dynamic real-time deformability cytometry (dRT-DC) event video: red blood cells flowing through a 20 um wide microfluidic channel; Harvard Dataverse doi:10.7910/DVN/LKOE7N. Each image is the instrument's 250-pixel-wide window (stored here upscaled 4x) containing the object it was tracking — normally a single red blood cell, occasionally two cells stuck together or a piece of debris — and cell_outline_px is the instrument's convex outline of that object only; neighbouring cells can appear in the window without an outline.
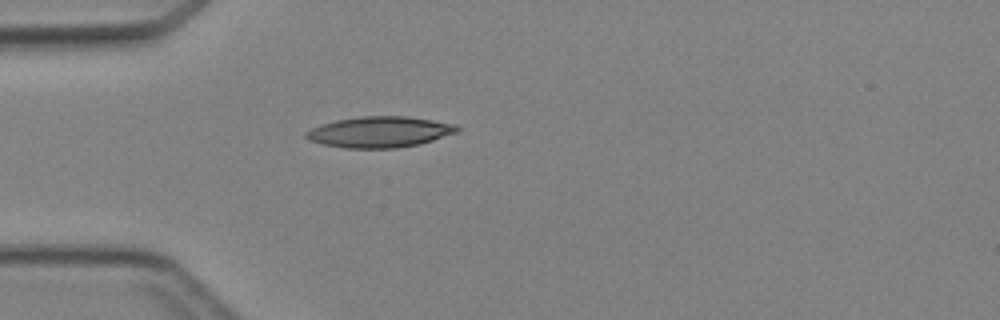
{"species": "Egyptian fruit bat (a non-hibernating species)", "species_latin": "Rousettus aegyptiacus", "temperature_condition": "cold", "stored_images_in_passage": 3, "camera_frame_rate_fps": 3000, "um_per_image_px": 0.085, "animal": {"sex": "female"}, "frame": {"image": 1, "passage_image": 3, "time_ms": 3.333, "image_size_px": [1000, 320], "cell_outline_px": [[460, 132], [420, 144], [396, 148], [344, 148], [324, 144], [308, 140], [304, 136], [304, 132], [320, 124], [336, 120], [360, 116], [408, 116], [456, 124], [460, 128]], "centroid_in_image_um": [32.29, 11.21], "position_along_channel_um": 52.7, "area_um2": 27.46}}